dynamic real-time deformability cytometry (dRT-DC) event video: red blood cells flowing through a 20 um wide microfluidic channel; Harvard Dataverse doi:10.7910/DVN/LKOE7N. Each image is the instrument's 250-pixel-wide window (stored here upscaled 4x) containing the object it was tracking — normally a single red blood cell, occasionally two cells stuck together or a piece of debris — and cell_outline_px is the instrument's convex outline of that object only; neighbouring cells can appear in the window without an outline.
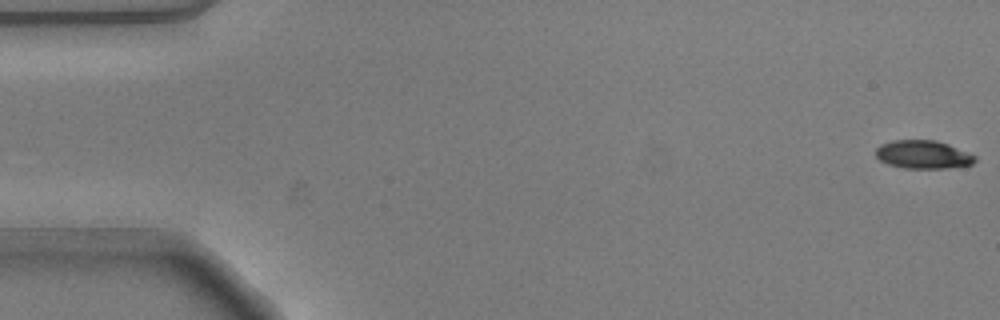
{"species": "common noctule bat (a hibernating species)", "species_latin": "Nyctalus noctula", "temperature_condition": "warm", "stored_images_in_passage": 14, "camera_frame_rate_fps": 3000, "um_per_image_px": 0.085, "animal": {"sex": "male", "body_mass_g": 20.5, "forearm_length_mm": 52.5}, "frame": {"image": 1, "passage_image": 1, "time_ms": 0.0, "image_size_px": [1000, 320], "cell_outline_px": [[976, 160], [972, 164], [948, 168], [904, 168], [888, 164], [880, 160], [876, 156], [876, 148], [880, 144], [892, 140], [936, 140], [948, 144], [976, 156]], "centroid_in_image_um": [78.44, 13.13], "position_along_channel_um": 6.6, "area_um2": 16.3}}
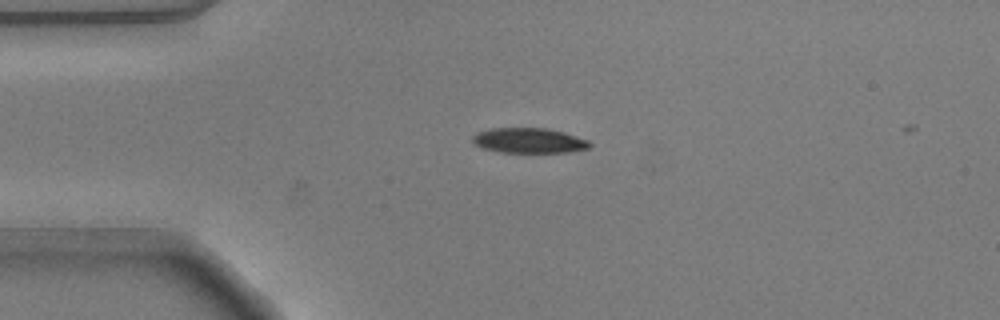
{"frame": {"image": 2, "passage_image": 13, "time_ms": 4.0, "image_size_px": [1000, 320], "cell_outline_px": [[592, 144], [588, 148], [568, 152], [500, 152], [484, 148], [472, 144], [472, 136], [476, 132], [488, 128], [548, 128], [564, 132], [588, 140]], "centroid_in_image_um": [44.92, 11.93], "position_along_channel_um": 40.1, "area_um2": 17.22}}